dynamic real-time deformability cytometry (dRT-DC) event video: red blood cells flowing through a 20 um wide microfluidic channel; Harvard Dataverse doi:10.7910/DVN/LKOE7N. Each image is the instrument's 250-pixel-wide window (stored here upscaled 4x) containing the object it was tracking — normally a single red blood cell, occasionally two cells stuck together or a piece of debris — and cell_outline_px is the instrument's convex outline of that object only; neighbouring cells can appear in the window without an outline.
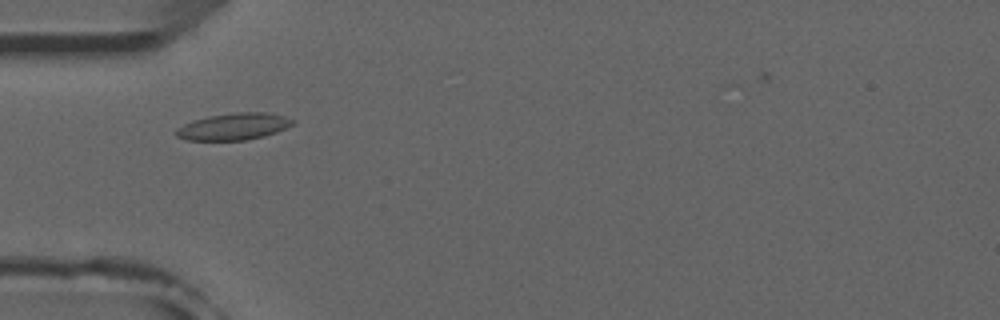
{"species": "common noctule bat (a hibernating species)", "species_latin": "Nyctalus noctula", "temperature_condition": "room temperature", "stored_images_in_passage": 14, "camera_frame_rate_fps": 3000, "um_per_image_px": 0.085, "animal": {"sex": "male", "forearm_length_mm": 52.5}, "frame": {"image": 1, "passage_image": 6, "time_ms": 1.667, "image_size_px": [1000, 320], "cell_outline_px": [[296, 120], [292, 124], [276, 132], [264, 136], [244, 140], [188, 140], [176, 136], [172, 132], [176, 128], [192, 120], [208, 116], [236, 112], [268, 112], [284, 116]], "centroid_in_image_um": [19.82, 10.75], "position_along_channel_um": 65.2, "area_um2": 18.26}}
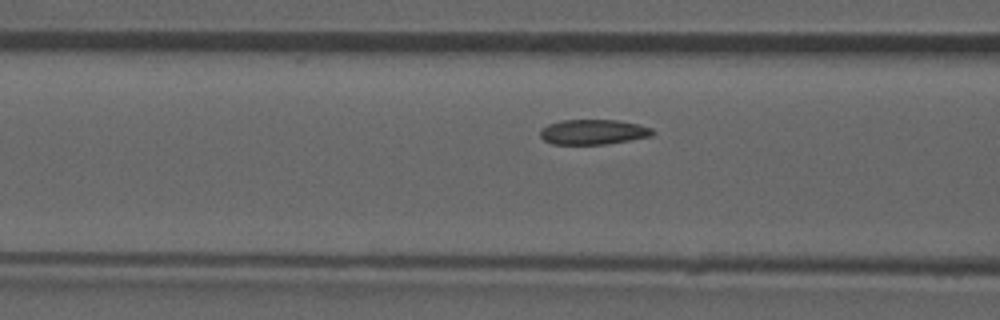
{"frame": {"image": 2, "passage_image": 10, "time_ms": 3.0, "image_size_px": [1000, 320], "cell_outline_px": [[656, 132], [652, 136], [604, 144], [552, 144], [544, 140], [540, 136], [540, 128], [548, 124], [560, 120], [620, 120], [652, 128]], "centroid_in_image_um": [50.4, 11.21], "position_along_channel_um": 116.2, "area_um2": 16.42}}